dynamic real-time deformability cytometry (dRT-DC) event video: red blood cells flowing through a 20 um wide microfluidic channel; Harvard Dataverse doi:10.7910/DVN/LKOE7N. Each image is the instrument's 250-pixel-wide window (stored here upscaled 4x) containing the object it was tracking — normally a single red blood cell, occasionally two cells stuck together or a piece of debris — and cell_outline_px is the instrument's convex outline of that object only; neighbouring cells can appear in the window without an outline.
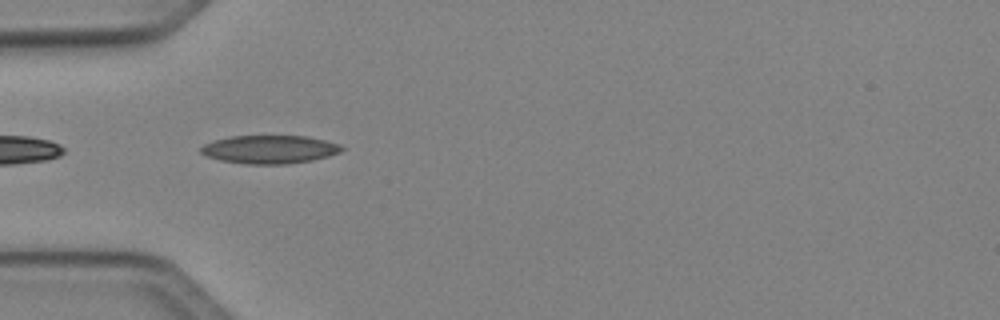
{"species": "Egyptian fruit bat (a non-hibernating species)", "species_latin": "Rousettus aegyptiacus", "temperature_condition": "cold", "stored_images_in_passage": 7, "camera_frame_rate_fps": 3000, "um_per_image_px": 0.085, "animal": {"sex": "female"}, "frame": {"image": 1, "passage_image": 2, "time_ms": 0.333, "image_size_px": [1000, 320], "cell_outline_px": [[344, 148], [340, 152], [328, 156], [312, 160], [284, 164], [244, 164], [220, 160], [208, 156], [200, 152], [200, 148], [204, 144], [212, 140], [232, 136], [304, 136], [324, 140], [340, 144]], "centroid_in_image_um": [22.9, 12.7], "position_along_channel_um": 62.1, "area_um2": 23.12}}
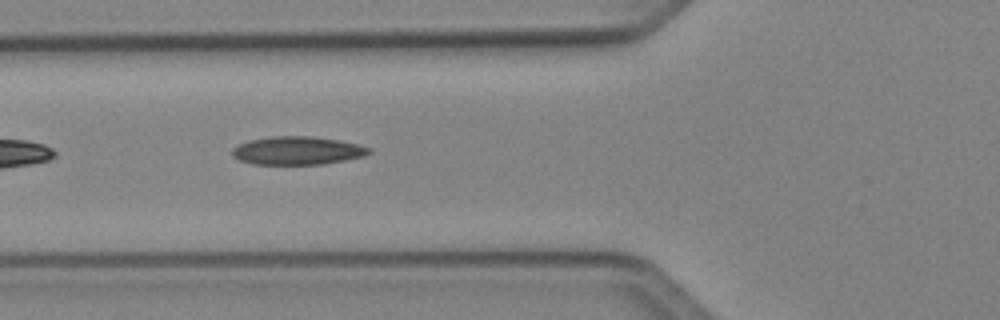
{"frame": {"image": 2, "passage_image": 5, "time_ms": 1.333, "image_size_px": [1000, 320], "cell_outline_px": [[372, 152], [364, 156], [324, 164], [252, 164], [240, 160], [232, 156], [232, 148], [236, 144], [248, 140], [272, 136], [312, 136], [340, 140], [360, 144], [372, 148]], "centroid_in_image_um": [25.28, 12.79], "position_along_channel_um": 100.5, "area_um2": 22.77}}